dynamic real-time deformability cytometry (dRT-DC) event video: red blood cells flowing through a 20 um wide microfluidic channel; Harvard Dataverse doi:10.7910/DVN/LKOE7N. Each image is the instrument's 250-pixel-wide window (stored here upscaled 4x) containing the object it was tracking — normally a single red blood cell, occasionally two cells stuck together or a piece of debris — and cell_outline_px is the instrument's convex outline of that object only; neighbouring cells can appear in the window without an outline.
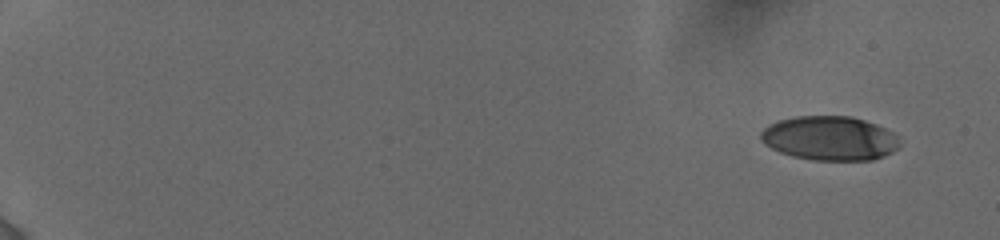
{"species": "human", "species_latin": "Homo sapiens", "temperature_condition": "cold", "stored_images_in_passage": 11, "camera_frame_rate_fps": 3000, "um_per_image_px": 0.085, "donor": {"sex": "female"}, "frame": {"image": 1, "passage_image": 1, "time_ms": 0.0, "image_size_px": [1000, 240], "cell_outline_px": [[900, 144], [892, 152], [884, 156], [872, 160], [812, 160], [792, 156], [780, 152], [764, 144], [760, 140], [760, 132], [768, 124], [780, 120], [796, 116], [852, 116], [876, 124], [900, 136]], "centroid_in_image_um": [70.52, 11.75], "position_along_channel_um": 14.5, "area_um2": 36.01}}
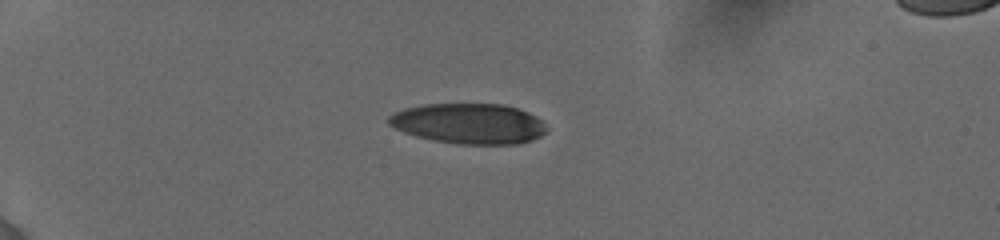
{"frame": {"image": 2, "passage_image": 5, "time_ms": 4.333, "image_size_px": [1000, 240], "cell_outline_px": [[548, 128], [540, 136], [532, 140], [516, 144], [456, 144], [432, 140], [416, 136], [404, 132], [388, 124], [388, 116], [404, 108], [424, 104], [504, 104], [528, 112], [544, 120]], "centroid_in_image_um": [39.88, 10.5], "position_along_channel_um": 45.1, "area_um2": 37.34}}
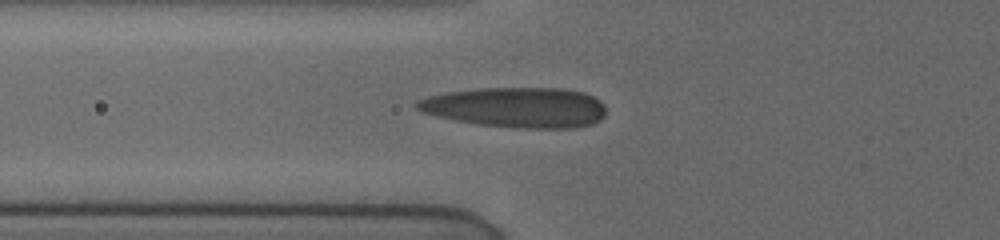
{"frame": {"image": 3, "passage_image": 10, "time_ms": 6.667, "image_size_px": [1000, 240], "cell_outline_px": [[604, 116], [600, 120], [592, 124], [576, 128], [516, 128], [480, 124], [456, 120], [424, 112], [416, 108], [416, 100], [428, 96], [448, 92], [476, 88], [564, 88], [584, 92], [600, 100], [604, 104]], "centroid_in_image_um": [43.93, 9.12], "position_along_channel_um": 81.9, "area_um2": 44.33}}